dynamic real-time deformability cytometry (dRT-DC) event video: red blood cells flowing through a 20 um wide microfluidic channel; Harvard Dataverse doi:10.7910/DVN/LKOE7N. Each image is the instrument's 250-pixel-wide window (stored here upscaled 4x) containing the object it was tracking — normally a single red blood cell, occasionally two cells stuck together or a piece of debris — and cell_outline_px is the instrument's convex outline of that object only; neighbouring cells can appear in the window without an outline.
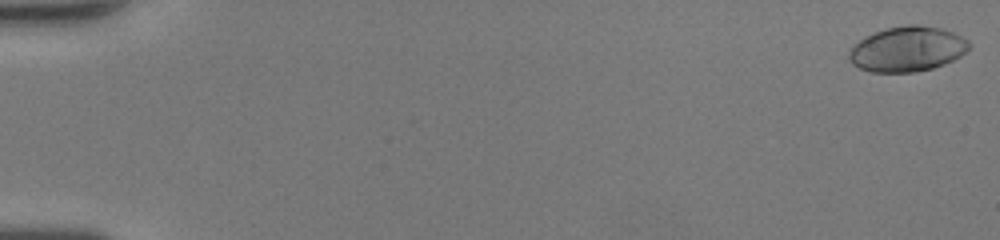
{"species": "human", "species_latin": "Homo sapiens", "temperature_condition": "room temperature", "stored_images_in_passage": 51, "camera_frame_rate_fps": 3000, "um_per_image_px": 0.085, "donor": {"sex": "female"}, "frame": {"image": 1, "passage_image": 1, "time_ms": 0.0, "image_size_px": [1000, 240], "cell_outline_px": [[972, 44], [960, 56], [944, 64], [932, 68], [916, 72], [872, 72], [860, 68], [852, 64], [848, 60], [848, 52], [860, 40], [876, 32], [888, 28], [908, 24], [916, 24], [940, 28], [952, 32], [968, 40]], "centroid_in_image_um": [77.12, 4.18], "position_along_channel_um": 7.9, "area_um2": 31.27}}
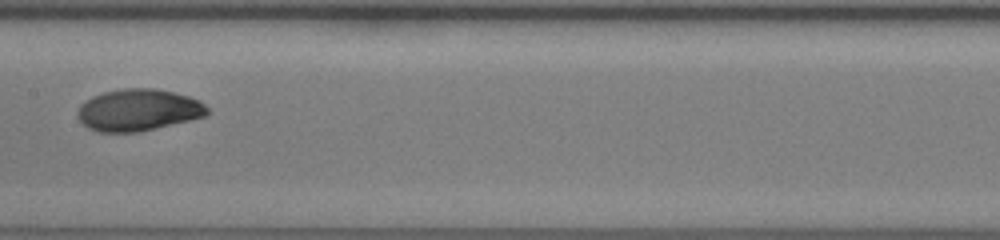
{"frame": {"image": 2, "passage_image": 28, "time_ms": 9.0, "image_size_px": [1000, 240], "cell_outline_px": [[208, 112], [204, 116], [188, 120], [136, 132], [100, 132], [88, 128], [76, 116], [76, 112], [80, 104], [92, 96], [104, 92], [124, 88], [156, 88], [176, 92], [200, 100], [208, 108]], "centroid_in_image_um": [11.72, 9.33], "position_along_channel_um": 195.7, "area_um2": 31.5}}
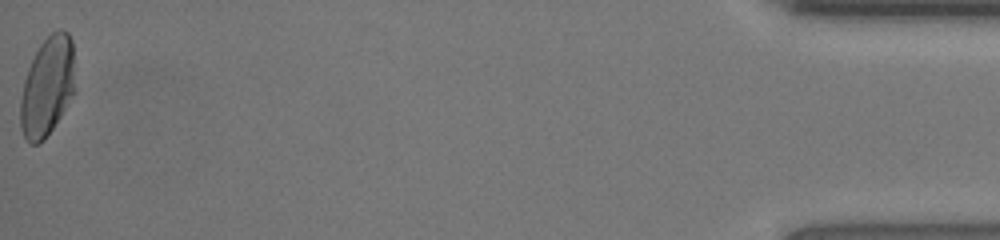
{"frame": {"image": 3, "passage_image": 51, "time_ms": 16.667, "image_size_px": [1000, 240], "cell_outline_px": [[76, 92], [44, 140], [36, 144], [28, 144], [20, 128], [20, 100], [24, 80], [28, 68], [40, 44], [52, 32], [60, 28], [68, 32], [72, 40]], "centroid_in_image_um": [4.04, 7.35], "position_along_channel_um": 431.2, "area_um2": 31.91}, "authors_computed_cell_mechanics": {"area_um2": 30.8074, "velocity_mm_per_s": 4.2759, "shape_relaxation_time_tau1_ms": 3.6812, "shape_relaxation_time_tau2_ms": 1.1751, "deformation_change_tau1": 0.1979, "deformation_change_tau2": 0.0347}}